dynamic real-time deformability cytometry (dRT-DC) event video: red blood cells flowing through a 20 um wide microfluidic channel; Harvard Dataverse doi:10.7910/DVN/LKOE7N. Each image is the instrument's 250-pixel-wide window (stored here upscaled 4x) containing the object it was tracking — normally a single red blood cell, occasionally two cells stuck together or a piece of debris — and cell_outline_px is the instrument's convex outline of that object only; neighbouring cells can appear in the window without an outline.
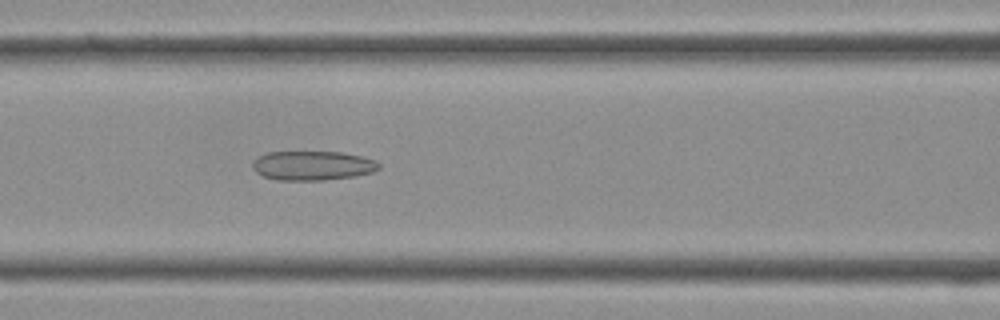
{"species": "Egyptian fruit bat (a non-hibernating species)", "species_latin": "Rousettus aegyptiacus", "temperature_condition": "cold", "stored_images_in_passage": 38, "camera_frame_rate_fps": 3000, "um_per_image_px": 0.085, "frame": {"image": 1, "passage_image": 15, "time_ms": 4.667, "image_size_px": [1000, 320], "cell_outline_px": [[380, 168], [372, 172], [356, 176], [324, 180], [276, 180], [264, 176], [256, 172], [252, 168], [252, 164], [256, 156], [268, 152], [340, 152], [360, 156], [376, 160], [380, 164]], "centroid_in_image_um": [26.56, 14.08], "position_along_channel_um": 140.0, "area_um2": 21.68}}
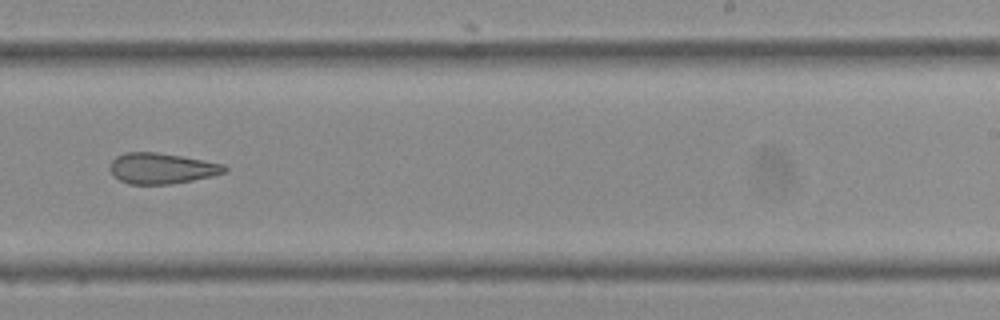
{"frame": {"image": 2, "passage_image": 23, "time_ms": 7.333, "image_size_px": [1000, 320], "cell_outline_px": [[228, 172], [212, 176], [172, 184], [128, 184], [120, 180], [108, 168], [112, 160], [116, 156], [124, 152], [156, 152], [180, 156], [224, 164], [228, 168]], "centroid_in_image_um": [13.75, 14.31], "position_along_channel_um": 275.3, "area_um2": 20.52}}
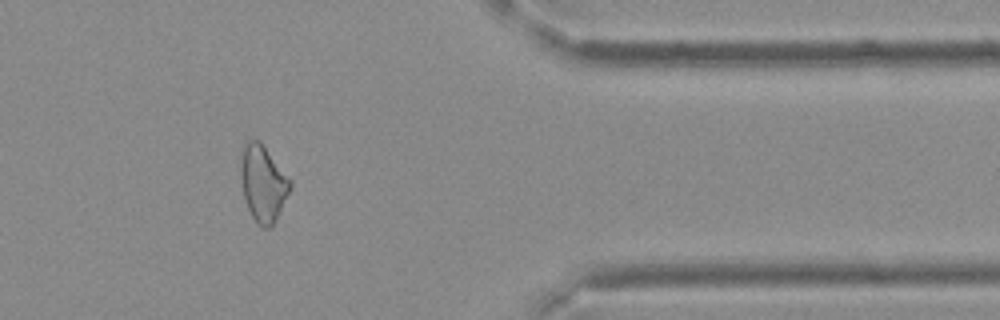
{"frame": {"image": 3, "passage_image": 31, "time_ms": 10.0, "image_size_px": [1000, 320], "cell_outline_px": [[292, 188], [272, 224], [268, 228], [264, 228], [256, 224], [248, 208], [244, 196], [240, 176], [240, 160], [244, 144], [248, 140], [260, 140], [292, 180]], "centroid_in_image_um": [22.36, 15.55], "position_along_channel_um": 389.0, "area_um2": 22.02}}